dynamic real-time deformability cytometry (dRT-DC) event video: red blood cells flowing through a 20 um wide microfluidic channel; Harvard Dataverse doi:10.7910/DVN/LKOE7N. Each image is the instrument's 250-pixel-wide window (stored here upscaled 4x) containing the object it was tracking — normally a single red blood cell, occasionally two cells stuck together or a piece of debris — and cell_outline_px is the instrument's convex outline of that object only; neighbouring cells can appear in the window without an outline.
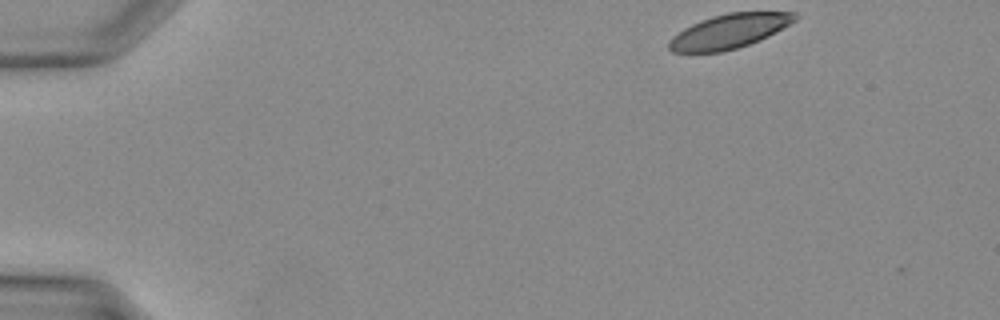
{"species": "Egyptian fruit bat (a non-hibernating species)", "species_latin": "Rousettus aegyptiacus", "temperature_condition": "warm", "stored_images_in_passage": 35, "camera_frame_rate_fps": 3000, "um_per_image_px": 0.085, "animal": {"sex": "female"}, "frame": {"image": 1, "passage_image": 1, "time_ms": 0.0, "image_size_px": [1000, 320], "cell_outline_px": [[796, 20], [768, 36], [748, 44], [736, 48], [720, 52], [672, 52], [668, 48], [668, 40], [672, 36], [684, 28], [700, 20], [712, 16], [728, 12], [796, 12]], "centroid_in_image_um": [61.93, 2.65], "position_along_channel_um": 23.1, "area_um2": 24.97}}
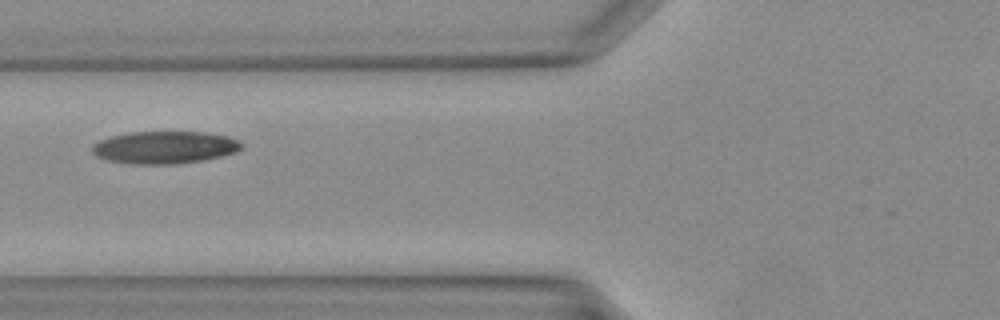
{"frame": {"image": 2, "passage_image": 12, "time_ms": 3.667, "image_size_px": [1000, 320], "cell_outline_px": [[244, 144], [236, 152], [204, 160], [176, 164], [132, 164], [108, 160], [96, 156], [92, 152], [92, 144], [100, 140], [112, 136], [132, 132], [204, 132], [228, 136]], "centroid_in_image_um": [13.98, 12.53], "position_along_channel_um": 111.8, "area_um2": 28.15}}
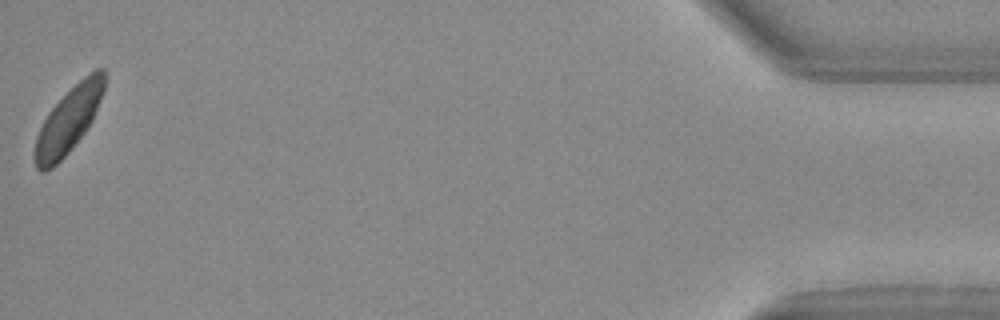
{"frame": {"image": 3, "passage_image": 35, "time_ms": 11.333, "image_size_px": [1000, 320], "cell_outline_px": [[108, 76], [104, 88], [92, 120], [84, 132], [72, 148], [52, 168], [44, 172], [40, 172], [36, 168], [32, 160], [32, 156], [36, 136], [48, 112], [84, 76], [96, 68], [104, 68], [108, 72]], "centroid_in_image_um": [5.81, 10.23], "position_along_channel_um": 429.4, "area_um2": 26.47}}